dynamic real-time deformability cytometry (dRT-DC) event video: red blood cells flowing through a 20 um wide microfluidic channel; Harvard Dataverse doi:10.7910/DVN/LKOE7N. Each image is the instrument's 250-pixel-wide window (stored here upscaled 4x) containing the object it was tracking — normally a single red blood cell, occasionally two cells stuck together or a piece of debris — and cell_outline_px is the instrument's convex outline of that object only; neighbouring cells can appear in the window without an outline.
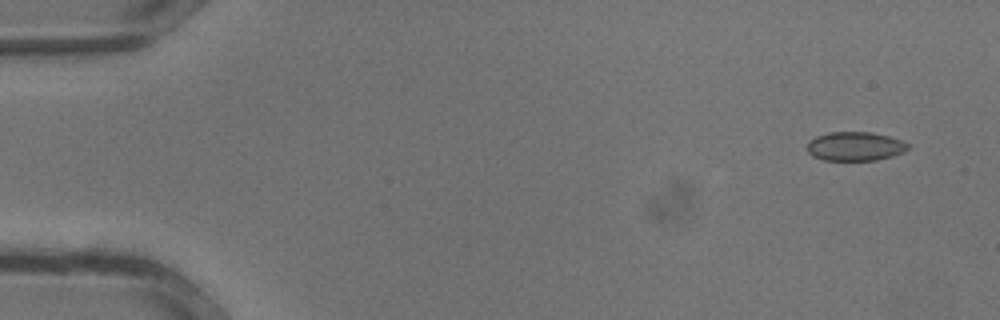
{"species": "common noctule bat (a hibernating species)", "species_latin": "Nyctalus noctula", "temperature_condition": "warm", "stored_images_in_passage": 33, "camera_frame_rate_fps": 3000, "um_per_image_px": 0.085, "animal": {"sex": "male", "body_mass_g": 13.3}, "frame": {"image": 1, "passage_image": 2, "time_ms": 0.333, "image_size_px": [1000, 320], "cell_outline_px": [[908, 148], [904, 152], [892, 156], [876, 160], [824, 160], [812, 156], [808, 152], [808, 140], [816, 136], [828, 132], [872, 132], [888, 136], [900, 140], [908, 144]], "centroid_in_image_um": [72.66, 12.43], "position_along_channel_um": 12.3, "area_um2": 16.99}}
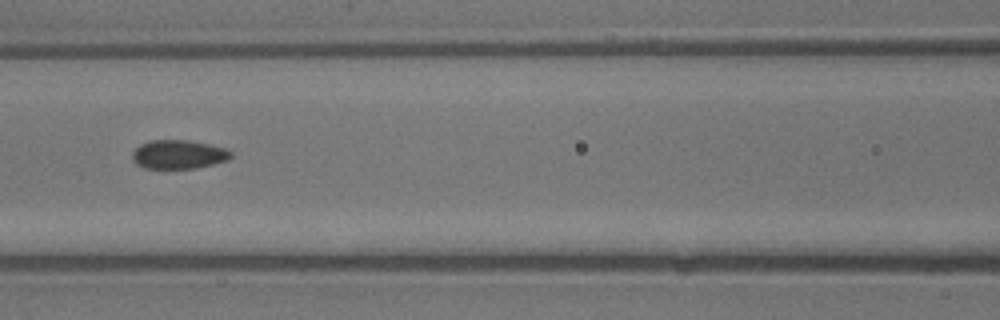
{"frame": {"image": 2, "passage_image": 15, "time_ms": 4.667, "image_size_px": [1000, 320], "cell_outline_px": [[232, 156], [228, 160], [196, 168], [144, 168], [136, 164], [132, 160], [132, 152], [140, 144], [148, 140], [188, 140], [208, 144], [224, 148], [232, 152]], "centroid_in_image_um": [15.14, 13.12], "position_along_channel_um": 151.5, "area_um2": 16.59}}
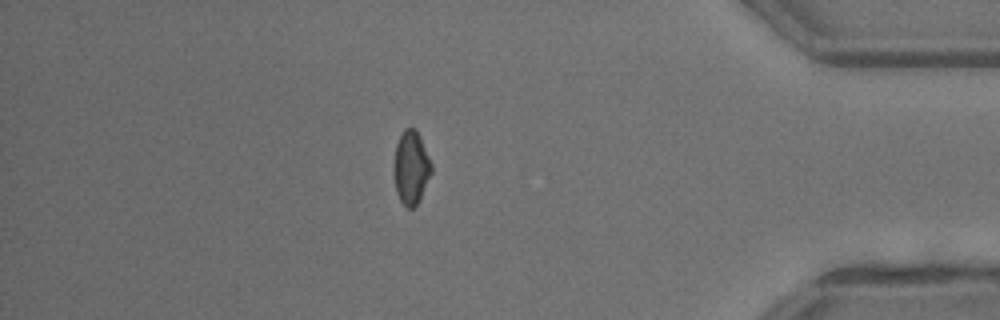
{"frame": {"image": 3, "passage_image": 29, "time_ms": 9.333, "image_size_px": [1000, 320], "cell_outline_px": [[432, 172], [420, 200], [412, 208], [408, 208], [400, 200], [396, 192], [396, 144], [404, 128], [416, 128], [420, 136], [432, 164]], "centroid_in_image_um": [34.99, 14.23], "position_along_channel_um": 400.2, "area_um2": 15.61}}